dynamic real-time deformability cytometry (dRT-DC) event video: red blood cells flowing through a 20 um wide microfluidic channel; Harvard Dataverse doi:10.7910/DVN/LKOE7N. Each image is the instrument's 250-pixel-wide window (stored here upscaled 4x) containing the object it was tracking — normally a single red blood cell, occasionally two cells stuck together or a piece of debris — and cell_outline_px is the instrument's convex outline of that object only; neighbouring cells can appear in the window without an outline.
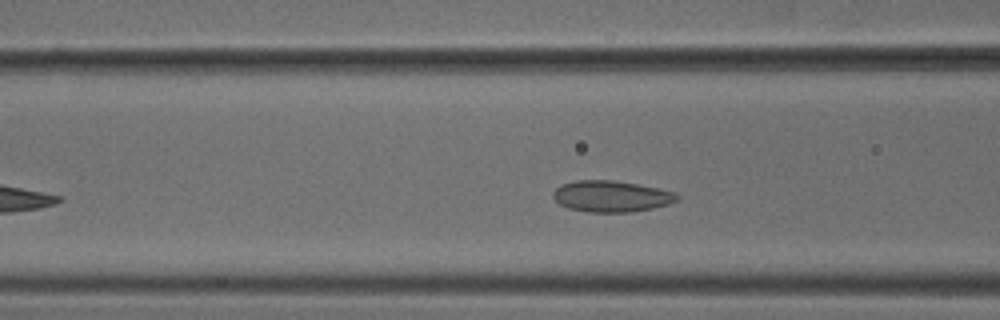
{"species": "common noctule bat (a hibernating species)", "species_latin": "Nyctalus noctula", "temperature_condition": "cold", "stored_images_in_passage": 42, "camera_frame_rate_fps": 3000, "um_per_image_px": 0.085, "animal": {"sex": "male", "body_mass_g": 18.8}, "frame": {"image": 1, "passage_image": 13, "time_ms": 4.0, "image_size_px": [1000, 320], "cell_outline_px": [[680, 196], [676, 200], [668, 204], [652, 208], [632, 212], [588, 212], [568, 208], [560, 204], [552, 196], [552, 192], [560, 184], [576, 180], [612, 180], [636, 184], [676, 192]], "centroid_in_image_um": [51.93, 16.68], "position_along_channel_um": 114.7, "area_um2": 22.54}}
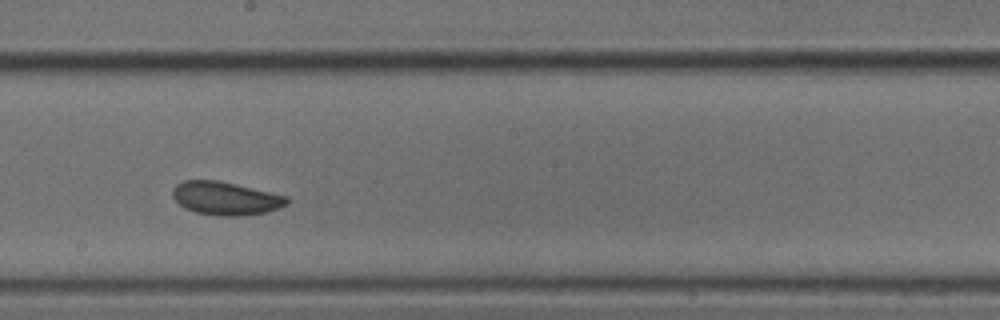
{"frame": {"image": 2, "passage_image": 22, "time_ms": 7.0, "image_size_px": [1000, 320], "cell_outline_px": [[288, 204], [280, 208], [268, 212], [244, 216], [220, 216], [196, 212], [184, 208], [172, 196], [172, 188], [176, 184], [184, 180], [216, 180], [236, 184], [288, 196]], "centroid_in_image_um": [19.19, 16.86], "position_along_channel_um": 229.0, "area_um2": 22.31}}
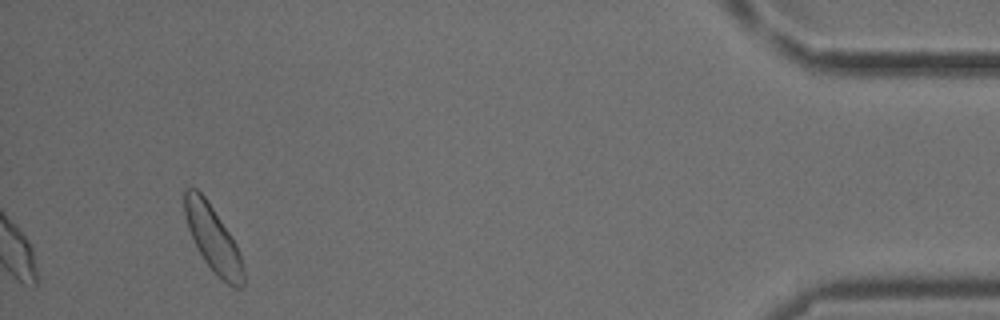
{"frame": {"image": 3, "passage_image": 42, "time_ms": 13.667, "image_size_px": [1000, 320], "cell_outline_px": [[244, 284], [240, 288], [236, 288], [228, 284], [204, 260], [196, 248], [188, 228], [184, 216], [184, 188], [196, 188], [204, 196], [232, 236], [236, 244], [244, 268]], "centroid_in_image_um": [18.09, 20.27], "position_along_channel_um": 417.1, "area_um2": 22.31}, "authors_computed_cell_mechanics": {"area_um2": 21.7906, "velocity_mm_per_s": 3.816, "shape_relaxation_time_tau1_ms": null, "shape_relaxation_time_tau2_ms": 1.5246, "deformation_change_tau1": null, "deformation_change_tau2": 0.0601}}